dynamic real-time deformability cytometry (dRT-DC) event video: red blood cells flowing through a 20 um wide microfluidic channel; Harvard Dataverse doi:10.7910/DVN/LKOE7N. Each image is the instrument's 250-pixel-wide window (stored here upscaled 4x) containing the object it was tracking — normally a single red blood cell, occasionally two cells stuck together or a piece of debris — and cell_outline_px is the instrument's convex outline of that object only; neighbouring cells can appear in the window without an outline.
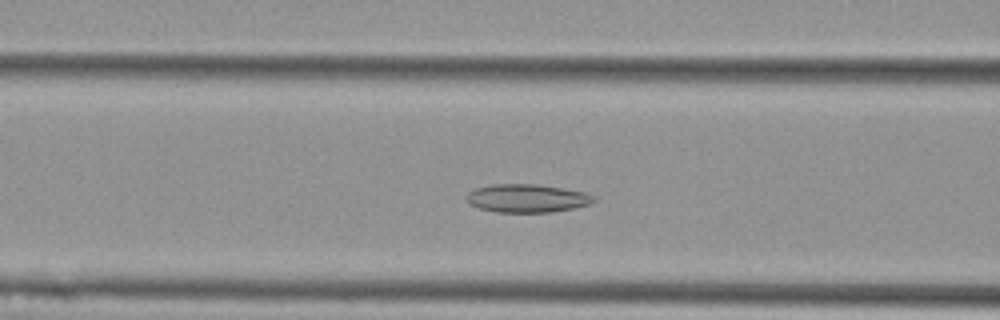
{"species": "Egyptian fruit bat (a non-hibernating species)", "species_latin": "Rousettus aegyptiacus", "temperature_condition": "cold", "stored_images_in_passage": 31, "camera_frame_rate_fps": 3000, "um_per_image_px": 0.085, "animal": {"sex": "female"}, "frame": {"image": 1, "passage_image": 8, "time_ms": 2.333, "image_size_px": [1000, 320], "cell_outline_px": [[596, 200], [588, 204], [572, 208], [552, 212], [496, 212], [480, 208], [468, 204], [464, 200], [464, 196], [468, 192], [476, 188], [492, 184], [536, 184], [584, 192], [596, 196]], "centroid_in_image_um": [44.73, 16.85], "position_along_channel_um": 121.9, "area_um2": 20.98}}
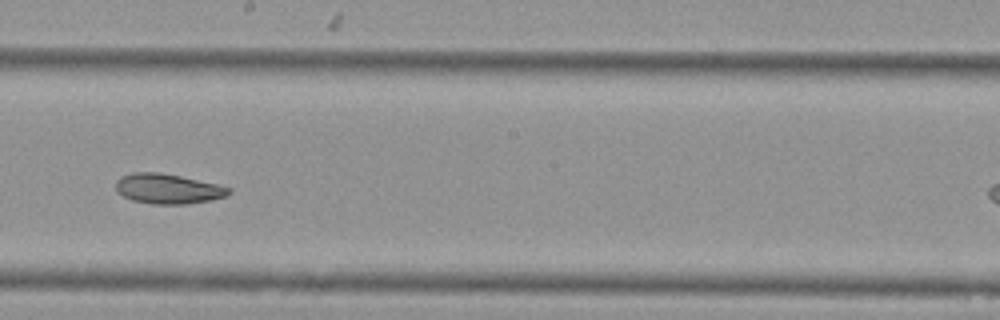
{"frame": {"image": 2, "passage_image": 17, "time_ms": 5.333, "image_size_px": [1000, 320], "cell_outline_px": [[232, 192], [224, 196], [212, 200], [188, 204], [152, 204], [132, 200], [116, 192], [116, 180], [120, 176], [136, 172], [160, 172], [180, 176], [216, 184], [232, 188]], "centroid_in_image_um": [14.26, 16.05], "position_along_channel_um": 233.9, "area_um2": 19.77}}
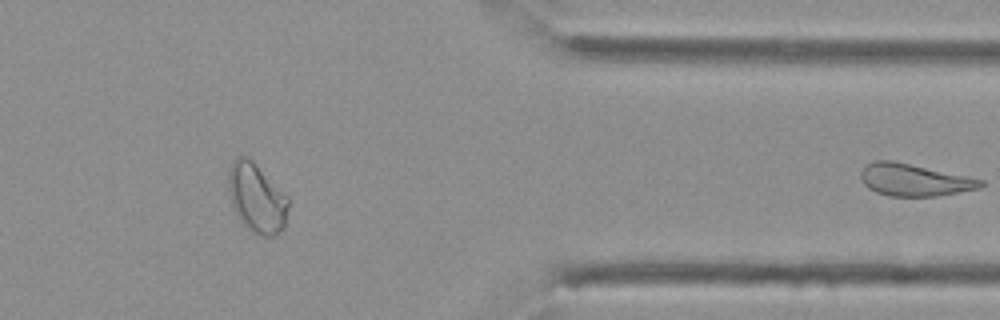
{"frame": {"image": 3, "passage_image": 31, "time_ms": 10.0, "image_size_px": [1000, 320], "cell_outline_px": [[984, 184], [980, 188], [936, 196], [888, 196], [876, 192], [868, 188], [864, 184], [860, 176], [860, 172], [864, 164], [872, 160], [892, 160], [984, 180]], "centroid_in_image_um": [77.64, 15.28], "position_along_channel_um": 333.8, "area_um2": 22.43}}